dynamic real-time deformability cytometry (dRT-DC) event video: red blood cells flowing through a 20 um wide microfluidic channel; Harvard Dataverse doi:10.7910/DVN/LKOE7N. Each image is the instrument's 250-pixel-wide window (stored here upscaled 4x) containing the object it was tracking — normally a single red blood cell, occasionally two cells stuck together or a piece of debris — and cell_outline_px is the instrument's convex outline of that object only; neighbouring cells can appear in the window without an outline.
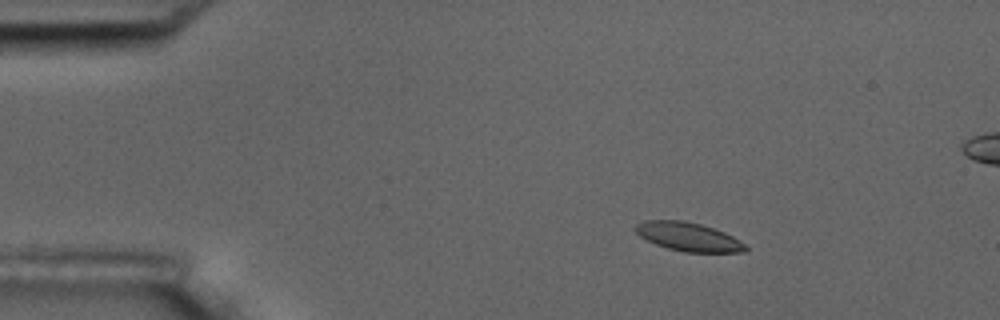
{"species": "common noctule bat (a hibernating species)", "species_latin": "Nyctalus noctula", "temperature_condition": "room temperature", "stored_images_in_passage": 6, "camera_frame_rate_fps": 3000, "um_per_image_px": 0.085, "animal": {"sex": "male", "body_mass_g": 17.5, "forearm_length_mm": 52.3}, "frame": {"image": 1, "passage_image": 2, "time_ms": 1.0, "image_size_px": [1000, 320], "cell_outline_px": [[748, 248], [744, 252], [684, 252], [668, 248], [656, 244], [640, 236], [632, 228], [636, 224], [644, 220], [684, 220], [700, 224], [724, 232], [740, 240]], "centroid_in_image_um": [58.49, 20.12], "position_along_channel_um": 26.5, "area_um2": 18.32}}